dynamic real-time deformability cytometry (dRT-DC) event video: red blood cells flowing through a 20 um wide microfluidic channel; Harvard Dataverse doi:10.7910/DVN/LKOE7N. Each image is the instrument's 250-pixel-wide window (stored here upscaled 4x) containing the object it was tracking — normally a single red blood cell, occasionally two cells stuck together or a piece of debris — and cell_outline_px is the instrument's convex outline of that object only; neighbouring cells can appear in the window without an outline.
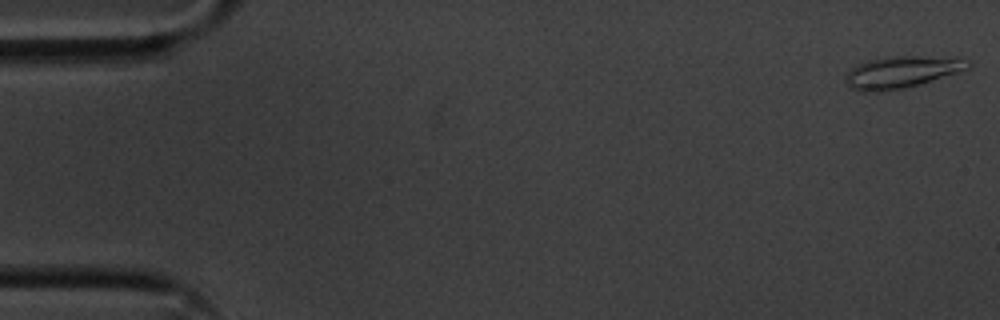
{"species": "common noctule bat (a hibernating species)", "species_latin": "Nyctalus noctula", "temperature_condition": "cold", "stored_images_in_passage": 43, "camera_frame_rate_fps": 3000, "um_per_image_px": 0.085, "animal": {"sex": "male", "body_mass_g": 20.1, "forearm_length_mm": 53.5}, "frame": {"image": 1, "passage_image": 1, "time_ms": 0.0, "image_size_px": [1000, 320], "cell_outline_px": [[972, 64], [968, 68], [920, 84], [904, 88], [880, 92], [864, 92], [852, 88], [844, 80], [848, 72], [856, 64], [868, 60], [888, 56], [956, 56], [968, 60]], "centroid_in_image_um": [76.65, 6.1], "position_along_channel_um": 8.3, "area_um2": 22.89}}
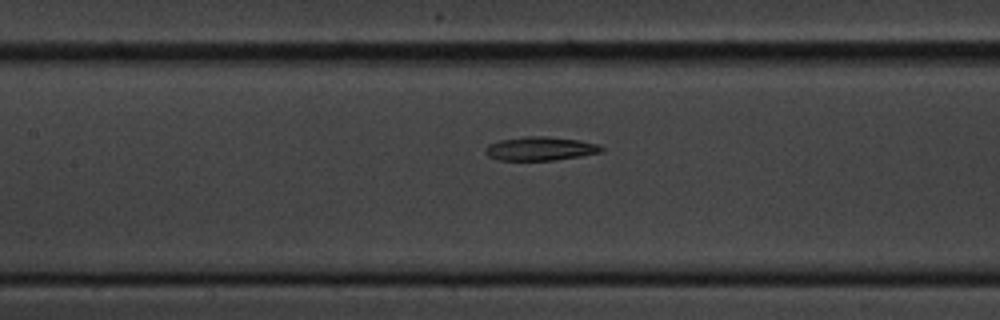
{"frame": {"image": 2, "passage_image": 25, "time_ms": 8.0, "image_size_px": [1000, 320], "cell_outline_px": [[604, 152], [556, 160], [500, 160], [488, 156], [484, 152], [484, 148], [488, 144], [500, 140], [524, 136], [548, 136], [580, 140], [600, 144], [604, 148]], "centroid_in_image_um": [45.95, 12.63], "position_along_channel_um": 161.5, "area_um2": 16.3}}
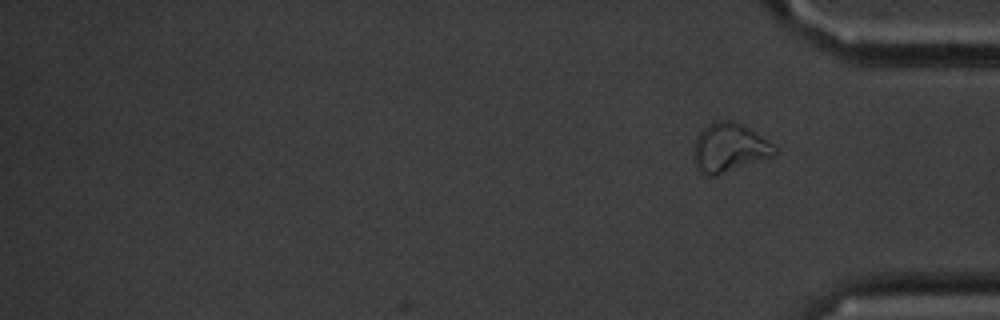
{"frame": {"image": 3, "passage_image": 43, "time_ms": 14.0, "image_size_px": [1000, 320], "cell_outline_px": [[776, 152], [772, 156], [716, 176], [708, 176], [700, 172], [696, 168], [692, 156], [692, 152], [696, 136], [708, 124], [716, 120], [732, 120], [740, 124], [772, 144], [776, 148]], "centroid_in_image_um": [61.9, 12.58], "position_along_channel_um": 373.3, "area_um2": 22.83}}